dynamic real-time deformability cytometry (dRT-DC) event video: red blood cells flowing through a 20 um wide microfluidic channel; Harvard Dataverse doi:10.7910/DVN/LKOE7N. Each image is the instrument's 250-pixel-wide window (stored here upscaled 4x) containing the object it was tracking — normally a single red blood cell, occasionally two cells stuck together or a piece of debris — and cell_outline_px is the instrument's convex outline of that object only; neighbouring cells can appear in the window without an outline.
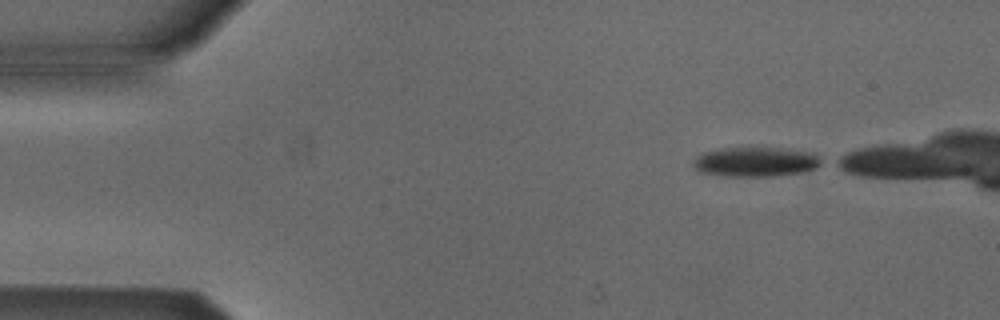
{"species": "Egyptian fruit bat (a non-hibernating species)", "species_latin": "Rousettus aegyptiacus", "temperature_condition": "cold", "stored_images_in_passage": 4, "camera_frame_rate_fps": 3000, "um_per_image_px": 0.085, "animal": {"sex": "male"}, "frame": {"image": 1, "passage_image": 1, "time_ms": 0.0, "image_size_px": [1000, 320], "cell_outline_px": [[824, 164], [816, 168], [804, 172], [776, 176], [724, 176], [700, 172], [692, 164], [692, 160], [696, 156], [704, 152], [724, 148], [780, 148], [812, 152], [824, 160]], "centroid_in_image_um": [64.27, 13.76], "position_along_channel_um": 20.7, "area_um2": 22.31}}